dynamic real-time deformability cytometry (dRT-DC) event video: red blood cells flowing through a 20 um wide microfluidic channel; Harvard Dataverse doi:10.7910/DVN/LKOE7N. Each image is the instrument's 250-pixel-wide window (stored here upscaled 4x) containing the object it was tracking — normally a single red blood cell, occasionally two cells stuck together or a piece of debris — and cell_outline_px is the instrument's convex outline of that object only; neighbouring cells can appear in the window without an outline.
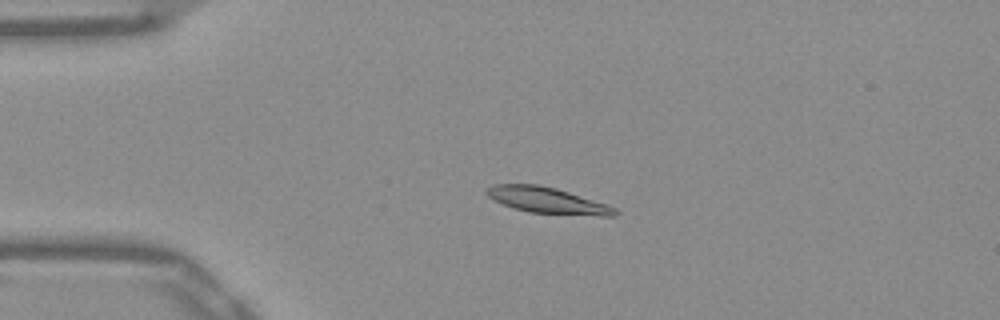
{"species": "Egyptian fruit bat (a non-hibernating species)", "species_latin": "Rousettus aegyptiacus", "temperature_condition": "warm", "stored_images_in_passage": 48, "camera_frame_rate_fps": 3000, "um_per_image_px": 0.085, "frame": {"image": 1, "passage_image": 8, "time_ms": 2.333, "image_size_px": [1000, 320], "cell_outline_px": [[620, 212], [616, 216], [600, 216], [528, 212], [512, 208], [488, 196], [484, 192], [492, 184], [536, 184], [556, 188], [608, 204], [616, 208]], "centroid_in_image_um": [46.57, 17.03], "position_along_channel_um": 38.4, "area_um2": 19.54}}
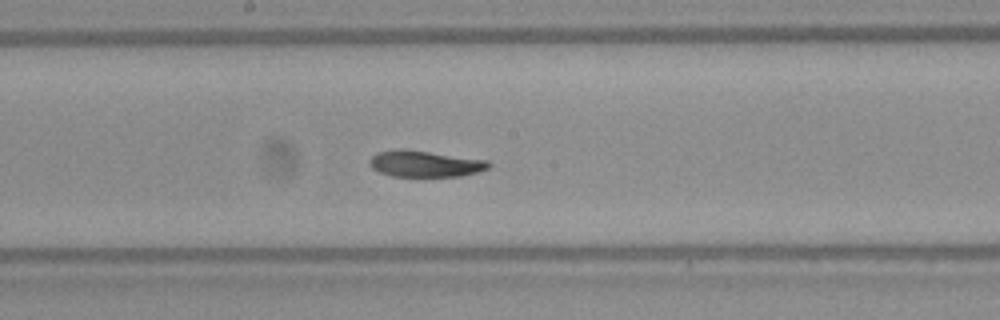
{"frame": {"image": 2, "passage_image": 24, "time_ms": 7.667, "image_size_px": [1000, 320], "cell_outline_px": [[492, 164], [488, 168], [476, 172], [460, 176], [392, 176], [380, 172], [372, 168], [368, 164], [368, 160], [376, 152], [400, 148], [404, 148], [488, 160]], "centroid_in_image_um": [36.09, 13.9], "position_along_channel_um": 212.1, "area_um2": 18.38}}
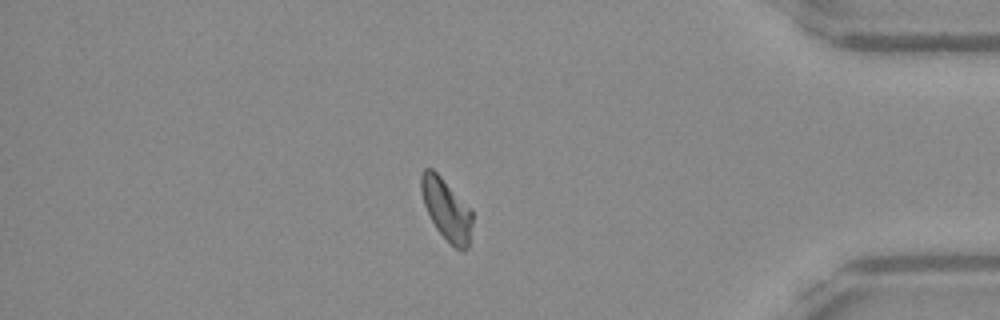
{"frame": {"image": 3, "passage_image": 41, "time_ms": 13.333, "image_size_px": [1000, 320], "cell_outline_px": [[472, 224], [468, 248], [464, 252], [460, 252], [436, 228], [424, 204], [420, 188], [420, 176], [424, 168], [432, 168], [472, 208]], "centroid_in_image_um": [37.97, 17.79], "position_along_channel_um": 397.2, "area_um2": 18.32}, "authors_computed_cell_mechanics": {"area_um2": 18.7561, "velocity_mm_per_s": 3.8626, "shape_relaxation_time_tau1_ms": 4.7615, "shape_relaxation_time_tau2_ms": 2.7096, "deformation_change_tau1": 0.1506, "deformation_change_tau2": 0.0704}}